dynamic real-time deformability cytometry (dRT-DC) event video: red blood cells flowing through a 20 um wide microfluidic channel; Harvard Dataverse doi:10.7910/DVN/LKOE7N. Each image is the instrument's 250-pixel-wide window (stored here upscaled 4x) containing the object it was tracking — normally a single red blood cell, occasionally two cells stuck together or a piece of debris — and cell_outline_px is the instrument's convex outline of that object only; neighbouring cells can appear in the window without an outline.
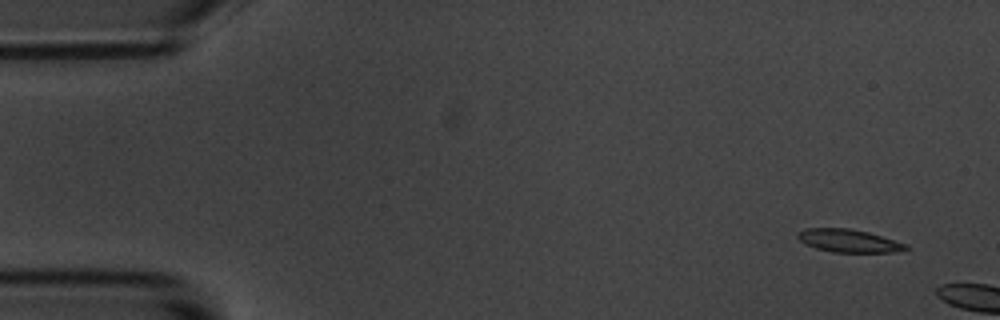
{"species": "common noctule bat (a hibernating species)", "species_latin": "Nyctalus noctula", "temperature_condition": "room temperature", "stored_images_in_passage": 2, "camera_frame_rate_fps": 3000, "um_per_image_px": 0.085, "animal": {"sex": "male", "body_mass_g": 20.1, "forearm_length_mm": 53.5}, "frame": {"image": 1, "passage_image": 1, "time_ms": 0.0, "image_size_px": [1000, 320], "cell_outline_px": [[912, 248], [892, 252], [832, 252], [816, 248], [804, 244], [796, 236], [796, 232], [804, 228], [848, 228], [868, 232], [908, 244]], "centroid_in_image_um": [72.12, 20.46], "position_along_channel_um": 12.9, "area_um2": 14.57}}